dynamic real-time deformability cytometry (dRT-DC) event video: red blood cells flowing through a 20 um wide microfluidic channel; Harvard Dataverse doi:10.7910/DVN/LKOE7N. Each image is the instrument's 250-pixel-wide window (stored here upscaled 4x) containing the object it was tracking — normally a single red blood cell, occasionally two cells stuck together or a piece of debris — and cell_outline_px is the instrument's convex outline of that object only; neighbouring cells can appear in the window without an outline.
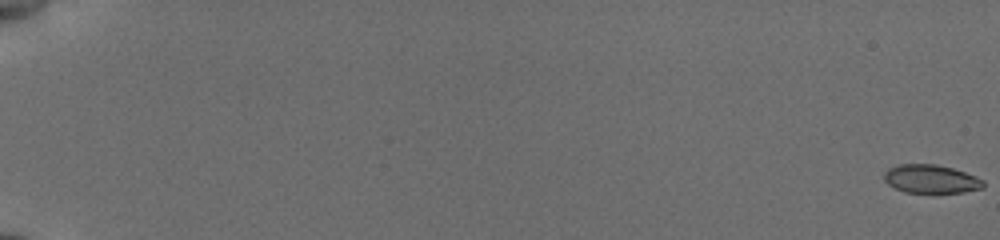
{"species": "common noctule bat (a hibernating species)", "species_latin": "Nyctalus noctula", "temperature_condition": "cold", "stored_images_in_passage": 57, "camera_frame_rate_fps": 3000, "um_per_image_px": 0.085, "animal": {"sex": "female", "body_mass_g": 19.5, "forearm_length_mm": 54.1}, "frame": {"image": 1, "passage_image": 1, "time_ms": 0.0, "image_size_px": [1000, 240], "cell_outline_px": [[984, 188], [964, 192], [904, 192], [888, 184], [884, 180], [884, 172], [888, 168], [896, 164], [936, 164], [952, 168], [976, 176], [984, 180]], "centroid_in_image_um": [79.13, 15.2], "position_along_channel_um": 5.9, "area_um2": 16.47}}
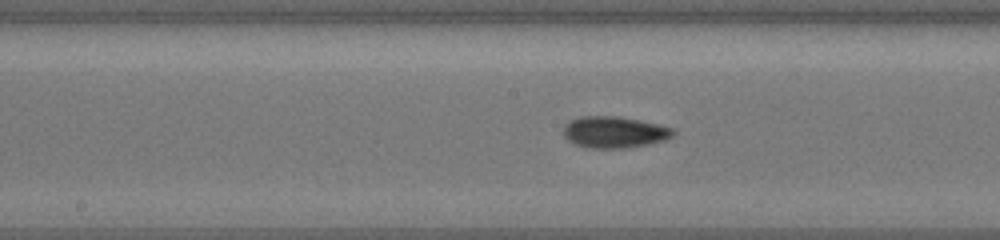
{"frame": {"image": 2, "passage_image": 33, "time_ms": 10.667, "image_size_px": [1000, 240], "cell_outline_px": [[676, 132], [672, 136], [664, 140], [648, 144], [628, 148], [588, 148], [576, 144], [568, 140], [564, 136], [564, 124], [568, 120], [580, 116], [620, 116], [660, 124], [672, 128]], "centroid_in_image_um": [52.21, 11.22], "position_along_channel_um": 196.0, "area_um2": 20.35}}
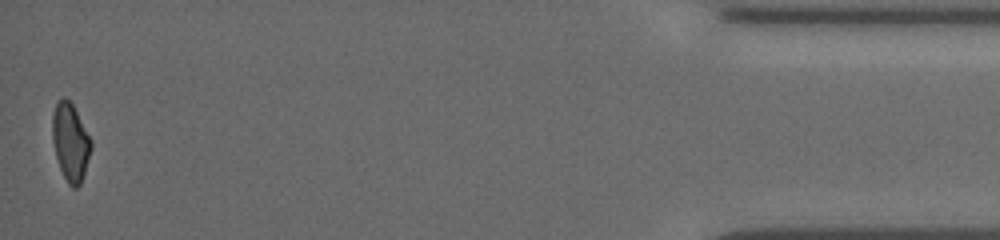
{"frame": {"image": 3, "passage_image": 57, "time_ms": 18.667, "image_size_px": [1000, 240], "cell_outline_px": [[92, 148], [80, 184], [76, 188], [72, 188], [68, 184], [60, 168], [56, 156], [52, 140], [52, 112], [56, 100], [64, 96], [72, 104], [92, 140]], "centroid_in_image_um": [5.97, 12.04], "position_along_channel_um": 429.2, "area_um2": 17.57}, "authors_computed_cell_mechanics": {"area_um2": 17.9758, "velocity_mm_per_s": 3.836, "shape_relaxation_time_tau1_ms": 4.4063, "shape_relaxation_time_tau2_ms": 3.0402, "deformation_change_tau1": 0.1175, "deformation_change_tau2": 0.0708}}